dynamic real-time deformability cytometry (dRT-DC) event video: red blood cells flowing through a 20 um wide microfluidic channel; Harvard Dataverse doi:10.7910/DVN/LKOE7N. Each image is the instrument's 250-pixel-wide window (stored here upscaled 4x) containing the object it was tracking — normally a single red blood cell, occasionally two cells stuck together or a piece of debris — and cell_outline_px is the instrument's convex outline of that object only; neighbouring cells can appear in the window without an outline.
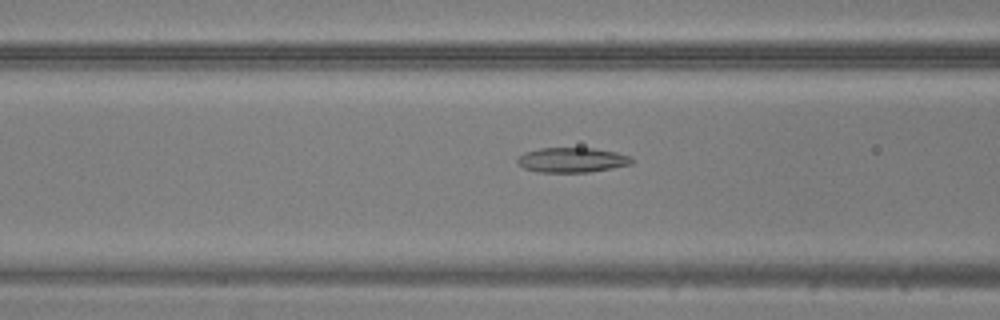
{"species": "common noctule bat (a hibernating species)", "species_latin": "Nyctalus noctula", "temperature_condition": "warm", "stored_images_in_passage": 48, "camera_frame_rate_fps": 3000, "um_per_image_px": 0.085, "animal": {"sex": "male", "body_mass_g": 20.5, "forearm_length_mm": 52.5}, "frame": {"image": 1, "passage_image": 19, "time_ms": 6.0, "image_size_px": [1000, 320], "cell_outline_px": [[632, 164], [612, 168], [588, 172], [536, 172], [524, 168], [516, 160], [524, 152], [540, 148], [592, 148], [616, 152], [632, 156]], "centroid_in_image_um": [48.63, 13.6], "position_along_channel_um": 118.0, "area_um2": 16.53}}
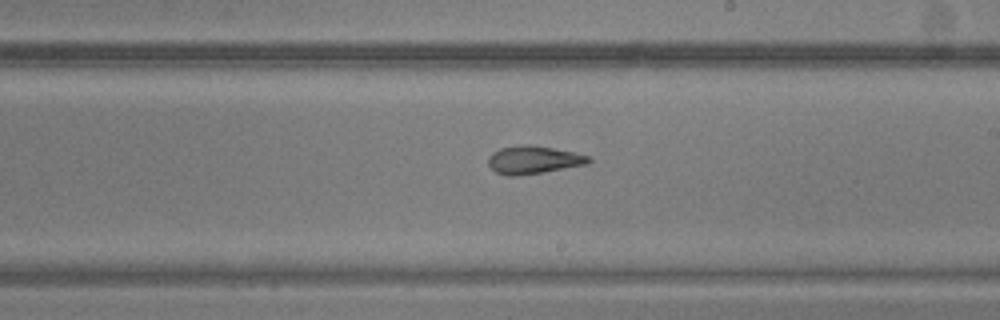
{"frame": {"image": 2, "passage_image": 28, "time_ms": 9.0, "image_size_px": [1000, 320], "cell_outline_px": [[592, 160], [588, 164], [544, 172], [516, 176], [504, 176], [496, 172], [488, 164], [488, 156], [492, 152], [500, 148], [528, 144], [532, 144], [576, 152], [588, 156]], "centroid_in_image_um": [45.34, 13.59], "position_along_channel_um": 243.7, "area_um2": 16.53}}
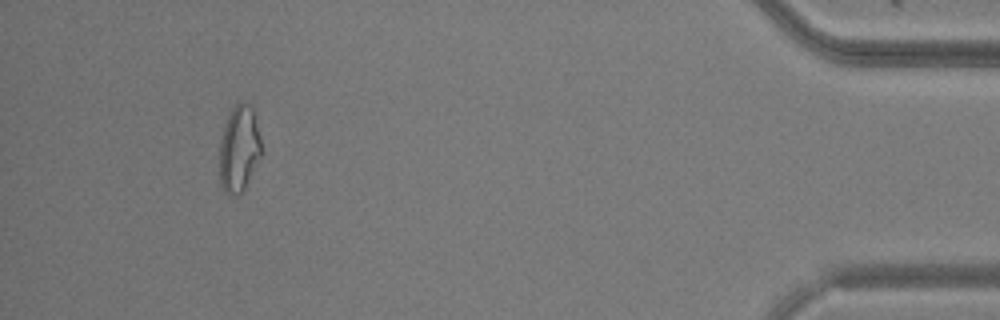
{"frame": {"image": 3, "passage_image": 45, "time_ms": 14.667, "image_size_px": [1000, 320], "cell_outline_px": [[260, 156], [244, 188], [236, 196], [224, 192], [220, 184], [220, 140], [224, 124], [232, 108], [240, 100], [248, 104], [252, 108], [260, 136]], "centroid_in_image_um": [20.29, 12.62], "position_along_channel_um": 414.9, "area_um2": 20.69}}